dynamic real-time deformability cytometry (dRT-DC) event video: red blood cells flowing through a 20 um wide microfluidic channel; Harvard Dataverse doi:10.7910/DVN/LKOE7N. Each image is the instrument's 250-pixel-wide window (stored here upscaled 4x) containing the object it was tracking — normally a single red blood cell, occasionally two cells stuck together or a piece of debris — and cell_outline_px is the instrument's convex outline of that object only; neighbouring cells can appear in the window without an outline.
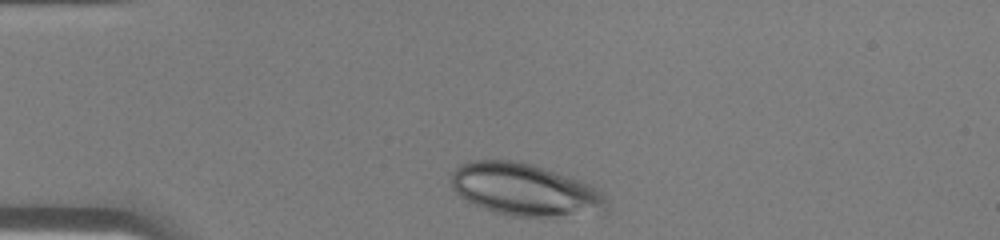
{"species": "human", "species_latin": "Homo sapiens", "temperature_condition": "warm", "stored_images_in_passage": 27, "camera_frame_rate_fps": 3000, "um_per_image_px": 0.085, "donor": {"sex": "male"}, "frame": {"image": 1, "passage_image": 1, "time_ms": 0.0, "image_size_px": [1000, 240], "cell_outline_px": [[608, 212], [552, 216], [512, 216], [496, 212], [484, 208], [460, 196], [452, 188], [452, 172], [460, 164], [472, 160], [520, 160], [568, 176], [588, 184], [596, 188], [608, 196]], "centroid_in_image_um": [44.65, 16.11], "position_along_channel_um": 40.3, "area_um2": 47.16}}
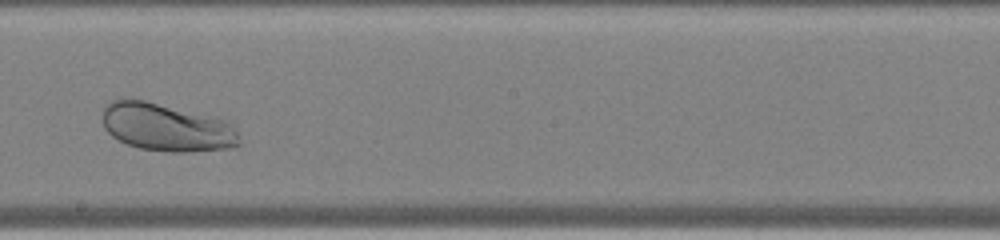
{"frame": {"image": 2, "passage_image": 16, "time_ms": 5.0, "image_size_px": [1000, 240], "cell_outline_px": [[240, 144], [232, 148], [188, 152], [168, 152], [140, 148], [128, 144], [112, 136], [104, 128], [104, 108], [112, 100], [144, 100], [228, 120], [232, 124], [240, 140]], "centroid_in_image_um": [14.2, 10.84], "position_along_channel_um": 234.0, "area_um2": 37.86}}
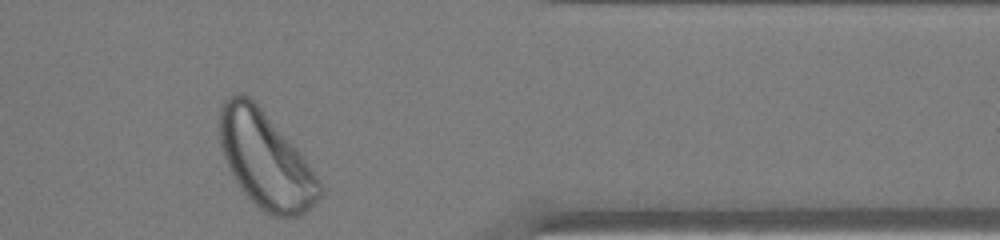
{"frame": {"image": 3, "passage_image": 27, "time_ms": 8.667, "image_size_px": [1000, 240], "cell_outline_px": [[320, 196], [304, 212], [296, 216], [268, 216], [240, 188], [224, 156], [220, 144], [220, 108], [224, 100], [228, 96], [236, 92], [240, 92], [248, 96], [260, 108], [296, 148], [308, 164], [316, 176], [320, 184]], "centroid_in_image_um": [22.53, 13.58], "position_along_channel_um": 388.9, "area_um2": 54.68}}